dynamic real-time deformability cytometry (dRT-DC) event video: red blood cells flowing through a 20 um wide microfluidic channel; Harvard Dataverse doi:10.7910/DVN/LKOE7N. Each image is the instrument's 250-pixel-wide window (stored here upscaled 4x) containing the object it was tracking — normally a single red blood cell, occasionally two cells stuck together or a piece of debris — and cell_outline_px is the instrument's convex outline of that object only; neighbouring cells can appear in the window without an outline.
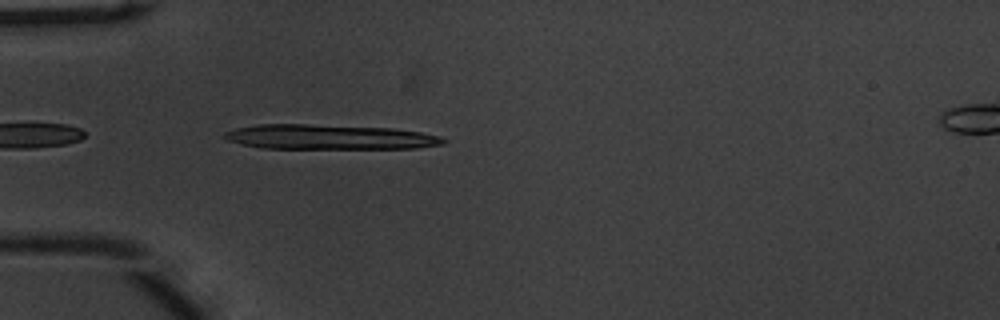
{"species": "common noctule bat (a hibernating species)", "species_latin": "Nyctalus noctula", "temperature_condition": "warm", "stored_images_in_passage": 10, "segment_of_instrument_passage": [1, 2], "camera_frame_rate_fps": 3000, "um_per_image_px": 0.085, "animal": {"sex": "male", "body_mass_g": 20.1, "forearm_length_mm": 53.5}, "frame": {"image": 1, "passage_image": 2, "time_ms": 0.333, "image_size_px": [1000, 320], "cell_outline_px": [[448, 140], [444, 144], [416, 148], [264, 148], [244, 144], [228, 140], [220, 136], [224, 132], [236, 128], [256, 124], [308, 124], [392, 128], [420, 132], [440, 136]], "centroid_in_image_um": [28.0, 11.64], "position_along_channel_um": 57.0, "area_um2": 31.62}}